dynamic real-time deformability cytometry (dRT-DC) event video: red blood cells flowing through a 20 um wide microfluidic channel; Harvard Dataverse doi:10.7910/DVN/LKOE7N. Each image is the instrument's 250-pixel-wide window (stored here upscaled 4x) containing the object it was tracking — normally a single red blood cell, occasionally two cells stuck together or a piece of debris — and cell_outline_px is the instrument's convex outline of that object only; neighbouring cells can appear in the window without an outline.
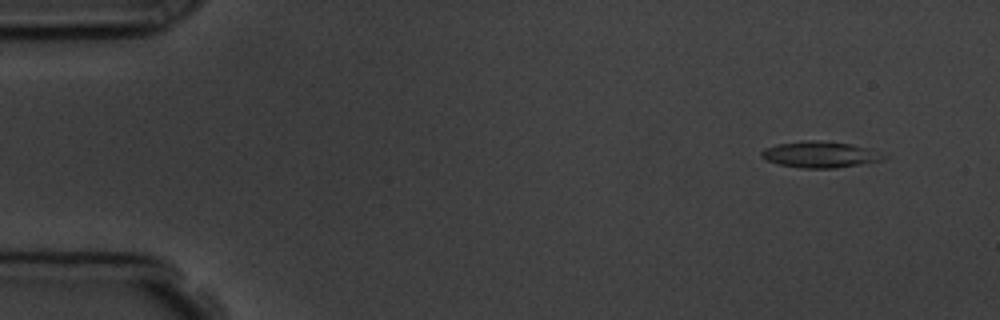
{"species": "common noctule bat (a hibernating species)", "species_latin": "Nyctalus noctula", "temperature_condition": "room temperature", "stored_images_in_passage": 8, "camera_frame_rate_fps": 3000, "um_per_image_px": 0.085, "animal": {"sex": "male", "body_mass_g": 19.5, "forearm_length_mm": 54.6}, "frame": {"image": 1, "passage_image": 2, "time_ms": 1.0, "image_size_px": [1000, 320], "cell_outline_px": [[892, 156], [884, 160], [836, 168], [804, 168], [780, 164], [768, 160], [760, 156], [760, 152], [764, 148], [776, 144], [804, 140], [816, 140], [852, 144], [872, 148]], "centroid_in_image_um": [69.8, 13.12], "position_along_channel_um": 15.2, "area_um2": 18.96}}
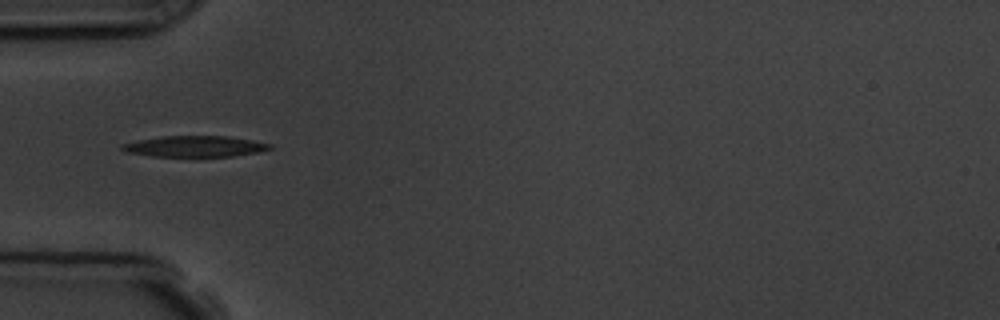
{"frame": {"image": 2, "passage_image": 5, "time_ms": 5.333, "image_size_px": [1000, 320], "cell_outline_px": [[272, 148], [260, 152], [232, 156], [152, 156], [128, 152], [120, 148], [120, 144], [136, 140], [164, 136], [228, 136], [252, 140], [272, 144]], "centroid_in_image_um": [16.57, 12.43], "position_along_channel_um": 68.4, "area_um2": 18.03}}